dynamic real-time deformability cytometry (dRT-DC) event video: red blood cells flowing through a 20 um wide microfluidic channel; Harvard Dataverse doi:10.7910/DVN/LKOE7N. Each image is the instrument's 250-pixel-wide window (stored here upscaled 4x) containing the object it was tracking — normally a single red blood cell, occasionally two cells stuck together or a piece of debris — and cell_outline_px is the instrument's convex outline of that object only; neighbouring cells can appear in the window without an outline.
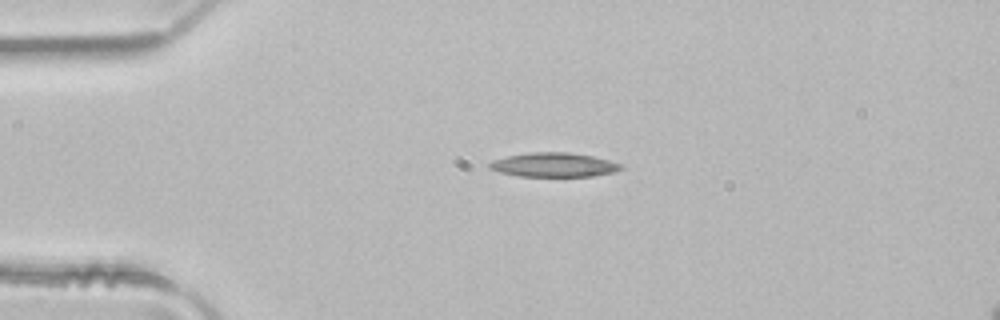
{"species": "common noctule bat (a hibernating species)", "species_latin": "Nyctalus noctula", "temperature_condition": "room temperature", "stored_images_in_passage": 2, "camera_frame_rate_fps": 3000, "um_per_image_px": 0.085, "animal": {"sex": "male", "body_mass_g": 21.5, "forearm_length_mm": 52.0}, "frame": {"image": 1, "passage_image": 1, "time_ms": 0.0, "image_size_px": [1000, 320], "cell_outline_px": [[624, 168], [612, 172], [592, 176], [520, 176], [500, 172], [488, 168], [488, 164], [492, 160], [508, 156], [532, 152], [568, 152], [592, 156], [624, 164]], "centroid_in_image_um": [47.08, 14.01], "position_along_channel_um": 37.9, "area_um2": 18.44}}